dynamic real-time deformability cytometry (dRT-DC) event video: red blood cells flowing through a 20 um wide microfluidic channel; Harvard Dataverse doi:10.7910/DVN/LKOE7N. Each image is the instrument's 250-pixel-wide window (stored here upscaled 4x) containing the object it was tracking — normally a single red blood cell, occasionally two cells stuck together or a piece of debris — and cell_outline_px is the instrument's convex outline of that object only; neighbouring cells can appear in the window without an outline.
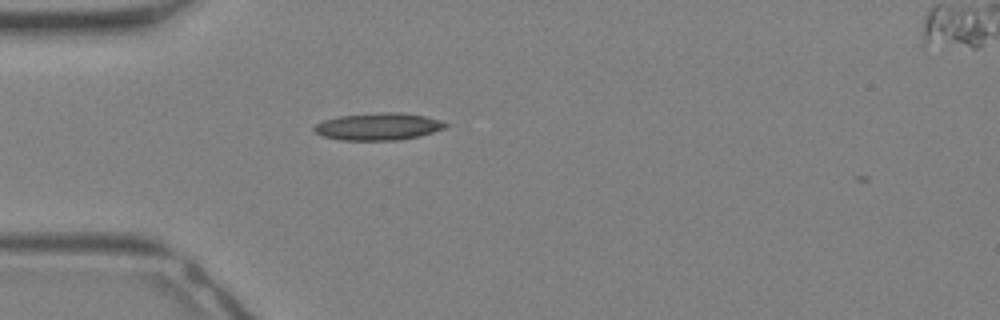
{"species": "Egyptian fruit bat (a non-hibernating species)", "species_latin": "Rousettus aegyptiacus", "temperature_condition": "warm", "stored_images_in_passage": 24, "camera_frame_rate_fps": 3000, "um_per_image_px": 0.085, "animal": {"sex": "female"}, "frame": {"image": 1, "passage_image": 1, "time_ms": 0.0, "image_size_px": [1000, 320], "cell_outline_px": [[448, 128], [420, 136], [400, 140], [344, 140], [324, 136], [316, 132], [312, 128], [316, 124], [324, 120], [336, 116], [384, 112], [400, 112], [424, 116], [440, 120], [448, 124]], "centroid_in_image_um": [32.2, 10.75], "position_along_channel_um": 52.8, "area_um2": 20.87}}
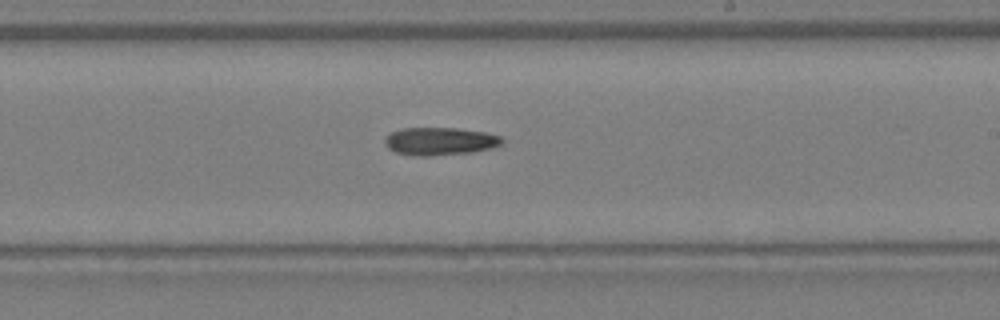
{"frame": {"image": 2, "passage_image": 11, "time_ms": 3.333, "image_size_px": [1000, 320], "cell_outline_px": [[504, 140], [500, 144], [492, 148], [472, 152], [428, 156], [420, 156], [396, 152], [388, 148], [384, 140], [384, 136], [400, 128], [460, 128], [484, 132], [500, 136]], "centroid_in_image_um": [37.38, 12.0], "position_along_channel_um": 251.6, "area_um2": 18.96}}
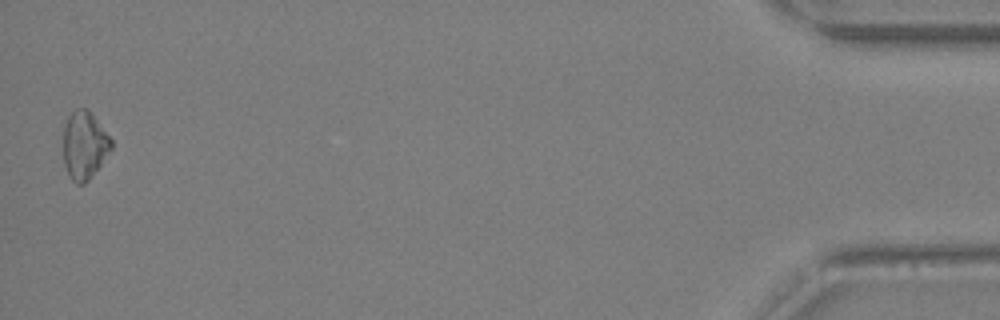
{"frame": {"image": 3, "passage_image": 24, "time_ms": 7.667, "image_size_px": [1000, 320], "cell_outline_px": [[112, 148], [88, 180], [84, 184], [76, 184], [72, 180], [64, 164], [64, 124], [68, 116], [76, 108], [88, 108], [92, 112], [112, 140]], "centroid_in_image_um": [7.17, 12.3], "position_along_channel_um": 428.0, "area_um2": 18.84}}